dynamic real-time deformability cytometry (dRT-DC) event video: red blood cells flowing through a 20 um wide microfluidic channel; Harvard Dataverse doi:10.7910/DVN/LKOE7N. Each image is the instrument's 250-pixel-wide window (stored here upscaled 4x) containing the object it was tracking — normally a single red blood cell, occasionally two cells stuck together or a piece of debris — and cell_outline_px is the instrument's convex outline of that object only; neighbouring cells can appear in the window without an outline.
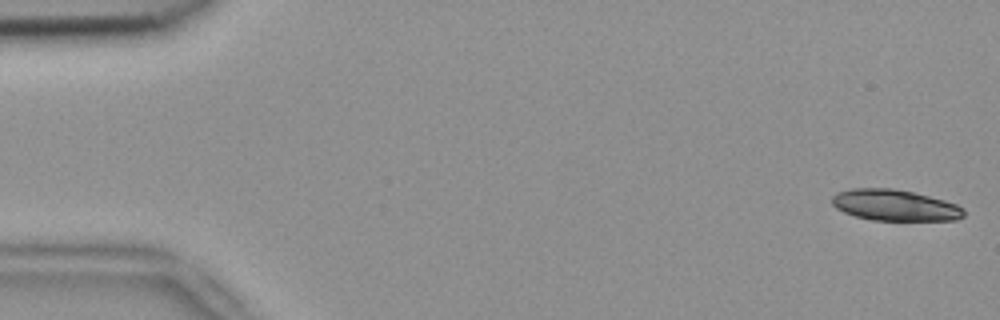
{"species": "common noctule bat (a hibernating species)", "species_latin": "Nyctalus noctula", "temperature_condition": "room temperature", "stored_images_in_passage": 52, "camera_frame_rate_fps": 3000, "um_per_image_px": 0.085, "animal": {"sex": "female", "body_mass_g": 18.4}, "frame": {"image": 1, "passage_image": 1, "time_ms": 0.0, "image_size_px": [1000, 320], "cell_outline_px": [[964, 216], [956, 220], [872, 220], [856, 216], [844, 212], [836, 208], [832, 204], [832, 196], [836, 192], [852, 188], [892, 188], [912, 192], [944, 200], [956, 204], [964, 208]], "centroid_in_image_um": [76.04, 17.44], "position_along_channel_um": 9.0, "area_um2": 23.87}}
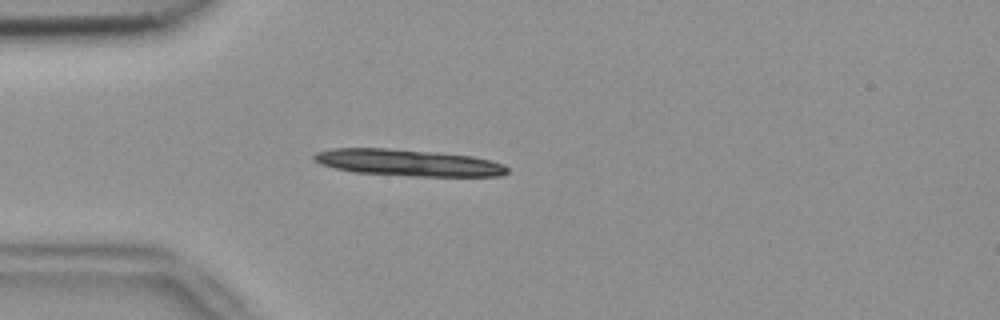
{"frame": {"image": 2, "passage_image": 14, "time_ms": 4.333, "image_size_px": [1000, 320], "cell_outline_px": [[508, 172], [504, 176], [412, 176], [356, 172], [336, 168], [320, 164], [312, 160], [312, 156], [316, 152], [332, 148], [388, 148], [436, 152], [472, 156], [504, 164], [508, 168]], "centroid_in_image_um": [34.67, 13.82], "position_along_channel_um": 50.3, "area_um2": 30.0}, "authors_computed_cell_mechanics": {"area_um2": 25.1719, "velocity_mm_per_s": 3.8434, "shape_relaxation_time_tau1_ms": 1.5499, "shape_relaxation_time_tau2_ms": null, "deformation_change_tau1": 0.237, "deformation_change_tau2": null}}